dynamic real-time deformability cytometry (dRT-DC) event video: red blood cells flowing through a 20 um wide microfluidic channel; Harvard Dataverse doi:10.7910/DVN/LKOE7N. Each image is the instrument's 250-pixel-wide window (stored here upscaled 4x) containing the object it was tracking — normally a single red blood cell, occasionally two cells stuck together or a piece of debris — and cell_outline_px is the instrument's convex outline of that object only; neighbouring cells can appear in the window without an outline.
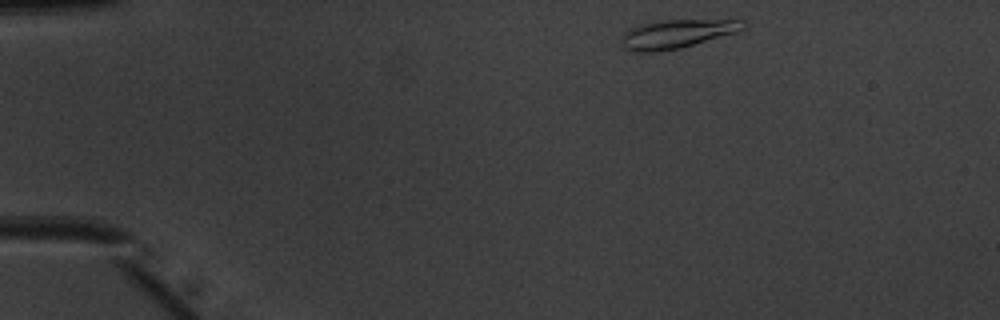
{"species": "common noctule bat (a hibernating species)", "species_latin": "Nyctalus noctula", "temperature_condition": "warm", "stored_images_in_passage": 43, "camera_frame_rate_fps": 3000, "um_per_image_px": 0.085, "animal": {"sex": "male", "body_mass_g": 20.1, "forearm_length_mm": 53.5}, "frame": {"image": 1, "passage_image": 1, "time_ms": 0.0, "image_size_px": [1000, 320], "cell_outline_px": [[748, 20], [744, 28], [736, 32], [680, 48], [656, 52], [632, 52], [624, 48], [620, 40], [620, 36], [628, 28], [656, 20]], "centroid_in_image_um": [57.46, 2.88], "position_along_channel_um": 27.5, "area_um2": 20.46}}
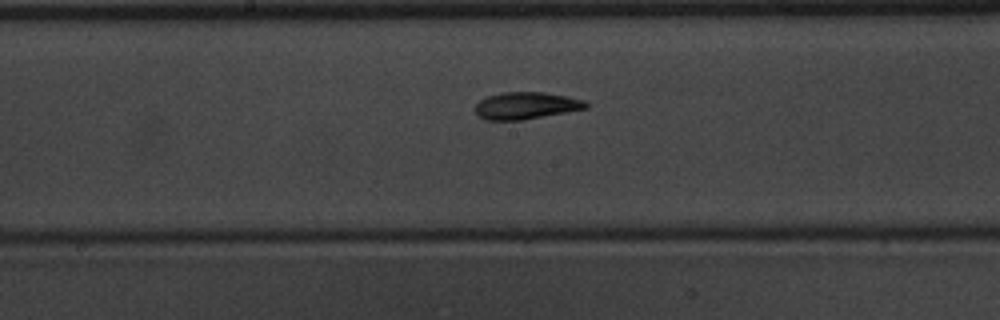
{"frame": {"image": 2, "passage_image": 20, "time_ms": 6.333, "image_size_px": [1000, 320], "cell_outline_px": [[588, 108], [524, 120], [484, 120], [476, 116], [472, 108], [480, 100], [488, 96], [500, 92], [544, 92], [568, 96], [584, 100], [588, 104]], "centroid_in_image_um": [44.66, 8.98], "position_along_channel_um": 203.5, "area_um2": 17.8}}
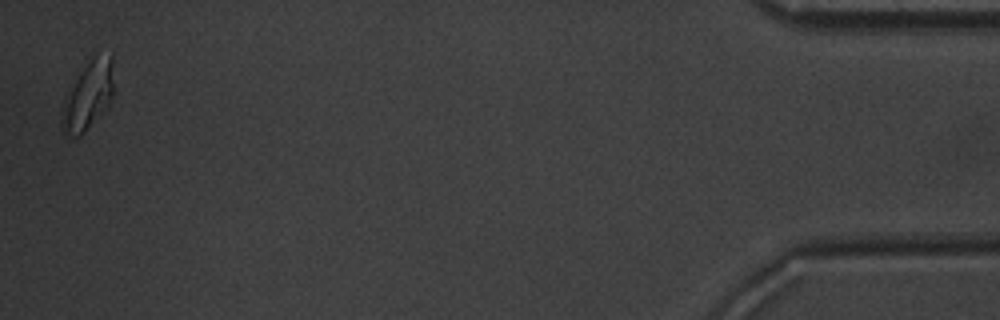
{"frame": {"image": 3, "passage_image": 43, "time_ms": 14.0, "image_size_px": [1000, 320], "cell_outline_px": [[112, 96], [108, 104], [80, 136], [72, 136], [64, 132], [60, 124], [60, 116], [64, 96], [88, 60], [92, 56], [112, 56]], "centroid_in_image_um": [7.42, 8.14], "position_along_channel_um": 427.8, "area_um2": 20.11}, "authors_computed_cell_mechanics": {"area_um2": 17.629, "velocity_mm_per_s": 3.9902, "shape_relaxation_time_tau1_ms": 3.6718, "shape_relaxation_time_tau2_ms": 1.9736, "deformation_change_tau1": 0.1758, "deformation_change_tau2": 0.0824}}